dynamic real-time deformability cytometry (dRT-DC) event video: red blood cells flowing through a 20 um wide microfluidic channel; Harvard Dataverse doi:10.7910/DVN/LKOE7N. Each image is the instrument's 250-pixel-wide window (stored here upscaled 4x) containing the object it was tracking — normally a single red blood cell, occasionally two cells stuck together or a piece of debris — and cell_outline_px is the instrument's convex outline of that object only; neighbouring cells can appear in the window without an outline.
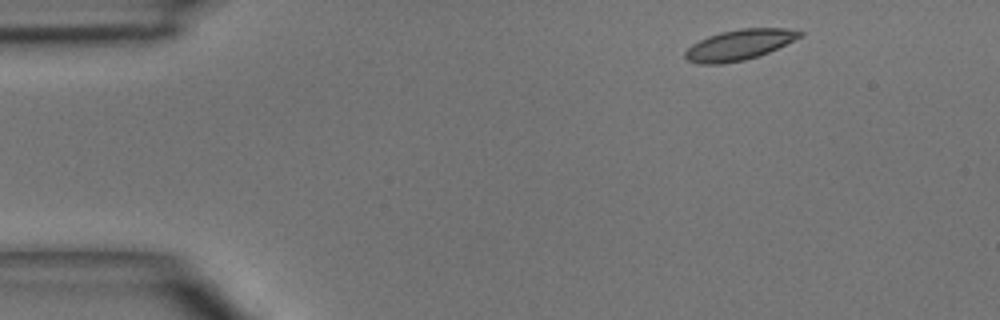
{"species": "common noctule bat (a hibernating species)", "species_latin": "Nyctalus noctula", "temperature_condition": "room temperature", "stored_images_in_passage": 3, "camera_frame_rate_fps": 3000, "um_per_image_px": 0.085, "animal": {"sex": "male", "body_mass_g": 15.6}, "frame": {"image": 1, "passage_image": 1, "time_ms": 0.0, "image_size_px": [1000, 320], "cell_outline_px": [[804, 36], [768, 52], [744, 60], [724, 64], [700, 64], [688, 60], [684, 56], [684, 52], [692, 44], [708, 36], [720, 32], [740, 28], [784, 28], [804, 32]], "centroid_in_image_um": [62.84, 3.8], "position_along_channel_um": 22.2, "area_um2": 20.35}}